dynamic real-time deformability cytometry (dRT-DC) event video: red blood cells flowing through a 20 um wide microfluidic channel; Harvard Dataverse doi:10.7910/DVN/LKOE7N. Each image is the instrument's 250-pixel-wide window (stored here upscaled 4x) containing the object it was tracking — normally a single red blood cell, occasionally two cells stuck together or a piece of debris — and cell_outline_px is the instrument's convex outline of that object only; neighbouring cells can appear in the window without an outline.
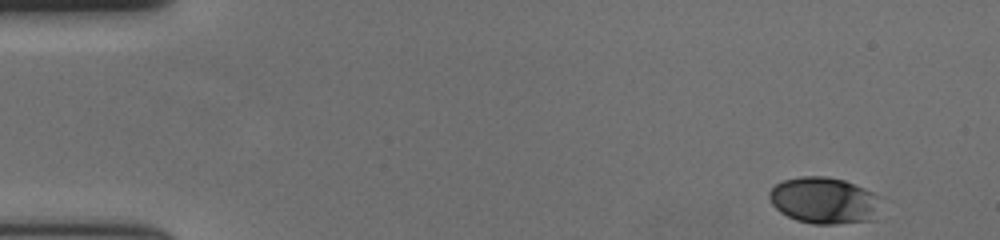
{"species": "human", "species_latin": "Homo sapiens", "temperature_condition": "cold", "stored_images_in_passage": 54, "camera_frame_rate_fps": 3000, "um_per_image_px": 0.085, "donor": {"sex": "female"}, "frame": {"image": 1, "passage_image": 1, "time_ms": 0.0, "image_size_px": [1000, 240], "cell_outline_px": [[880, 196], [872, 220], [836, 224], [812, 224], [796, 220], [780, 212], [772, 204], [768, 196], [768, 192], [776, 184], [784, 180], [800, 176], [824, 176], [844, 180], [864, 188]], "centroid_in_image_um": [69.99, 17.03], "position_along_channel_um": 15.0, "area_um2": 30.06}}
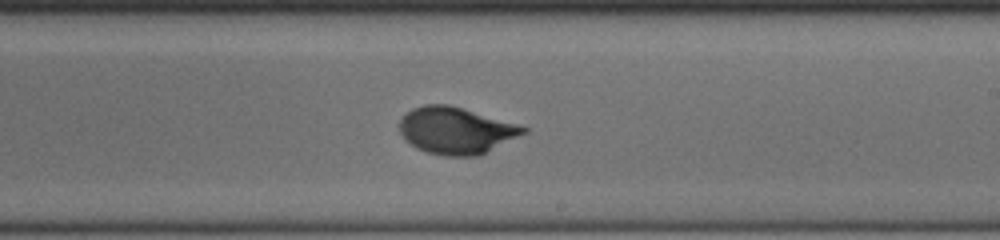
{"frame": {"image": 2, "passage_image": 31, "time_ms": 10.0, "image_size_px": [1000, 240], "cell_outline_px": [[528, 132], [480, 156], [444, 156], [428, 152], [416, 148], [404, 140], [400, 132], [400, 120], [412, 108], [424, 104], [448, 104], [516, 124], [528, 128]], "centroid_in_image_um": [38.75, 11.11], "position_along_channel_um": 250.2, "area_um2": 33.7}}
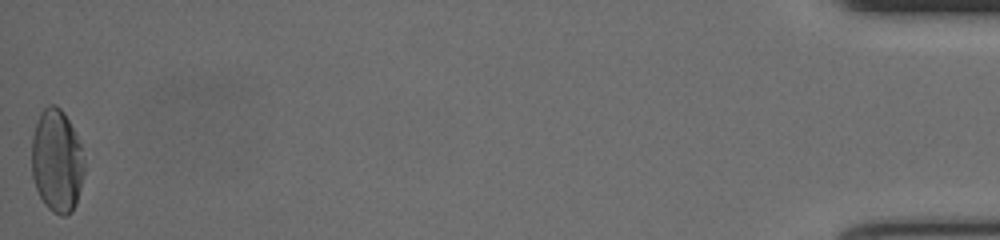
{"frame": {"image": 3, "passage_image": 54, "time_ms": 17.667, "image_size_px": [1000, 240], "cell_outline_px": [[84, 172], [76, 204], [72, 212], [64, 216], [60, 216], [52, 212], [44, 204], [36, 188], [32, 176], [32, 136], [40, 112], [48, 104], [56, 104], [64, 112], [80, 144], [84, 160]], "centroid_in_image_um": [4.82, 13.69], "position_along_channel_um": 430.4, "area_um2": 31.62}, "authors_computed_cell_mechanics": {"area_um2": 32.3102, "velocity_mm_per_s": 3.627, "shape_relaxation_time_tau1_ms": 3.8208, "shape_relaxation_time_tau2_ms": null, "deformation_change_tau1": 0.179, "deformation_change_tau2": null}}